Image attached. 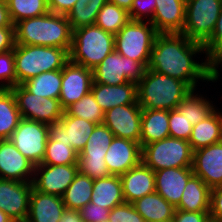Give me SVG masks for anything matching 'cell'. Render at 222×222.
I'll return each mask as SVG.
<instances>
[{"label": "cell", "instance_id": "484cf974", "mask_svg": "<svg viewBox=\"0 0 222 222\" xmlns=\"http://www.w3.org/2000/svg\"><path fill=\"white\" fill-rule=\"evenodd\" d=\"M211 189L203 180L192 175L182 193L180 203L176 210L190 212H210Z\"/></svg>", "mask_w": 222, "mask_h": 222}, {"label": "cell", "instance_id": "9c48e42d", "mask_svg": "<svg viewBox=\"0 0 222 222\" xmlns=\"http://www.w3.org/2000/svg\"><path fill=\"white\" fill-rule=\"evenodd\" d=\"M92 70L95 83L120 85L133 82L138 84L144 77L147 66L143 62L120 55L114 50Z\"/></svg>", "mask_w": 222, "mask_h": 222}, {"label": "cell", "instance_id": "7a4b0ae2", "mask_svg": "<svg viewBox=\"0 0 222 222\" xmlns=\"http://www.w3.org/2000/svg\"><path fill=\"white\" fill-rule=\"evenodd\" d=\"M15 44L58 47L70 51L73 30L66 15L48 12L14 24Z\"/></svg>", "mask_w": 222, "mask_h": 222}, {"label": "cell", "instance_id": "b9f144b4", "mask_svg": "<svg viewBox=\"0 0 222 222\" xmlns=\"http://www.w3.org/2000/svg\"><path fill=\"white\" fill-rule=\"evenodd\" d=\"M193 125L177 109L169 111V135L172 138L189 141Z\"/></svg>", "mask_w": 222, "mask_h": 222}, {"label": "cell", "instance_id": "7402d4cb", "mask_svg": "<svg viewBox=\"0 0 222 222\" xmlns=\"http://www.w3.org/2000/svg\"><path fill=\"white\" fill-rule=\"evenodd\" d=\"M123 197L133 203L143 196L155 192V172L143 162L120 175Z\"/></svg>", "mask_w": 222, "mask_h": 222}, {"label": "cell", "instance_id": "c3c4849f", "mask_svg": "<svg viewBox=\"0 0 222 222\" xmlns=\"http://www.w3.org/2000/svg\"><path fill=\"white\" fill-rule=\"evenodd\" d=\"M172 222H211L209 212L175 210Z\"/></svg>", "mask_w": 222, "mask_h": 222}, {"label": "cell", "instance_id": "52a82bcc", "mask_svg": "<svg viewBox=\"0 0 222 222\" xmlns=\"http://www.w3.org/2000/svg\"><path fill=\"white\" fill-rule=\"evenodd\" d=\"M158 34L150 21L130 20L115 34V50L120 55L143 62L147 66Z\"/></svg>", "mask_w": 222, "mask_h": 222}, {"label": "cell", "instance_id": "7c38bea8", "mask_svg": "<svg viewBox=\"0 0 222 222\" xmlns=\"http://www.w3.org/2000/svg\"><path fill=\"white\" fill-rule=\"evenodd\" d=\"M79 172L78 164L34 166L33 188L62 197Z\"/></svg>", "mask_w": 222, "mask_h": 222}, {"label": "cell", "instance_id": "ab89813d", "mask_svg": "<svg viewBox=\"0 0 222 222\" xmlns=\"http://www.w3.org/2000/svg\"><path fill=\"white\" fill-rule=\"evenodd\" d=\"M17 85L14 49L0 53V89H11Z\"/></svg>", "mask_w": 222, "mask_h": 222}, {"label": "cell", "instance_id": "44dd1931", "mask_svg": "<svg viewBox=\"0 0 222 222\" xmlns=\"http://www.w3.org/2000/svg\"><path fill=\"white\" fill-rule=\"evenodd\" d=\"M186 0H156L150 23L158 33H182L185 23Z\"/></svg>", "mask_w": 222, "mask_h": 222}, {"label": "cell", "instance_id": "2e32d148", "mask_svg": "<svg viewBox=\"0 0 222 222\" xmlns=\"http://www.w3.org/2000/svg\"><path fill=\"white\" fill-rule=\"evenodd\" d=\"M96 125L64 111L60 121L49 126V136L55 141L68 143L80 154Z\"/></svg>", "mask_w": 222, "mask_h": 222}, {"label": "cell", "instance_id": "bcb514c9", "mask_svg": "<svg viewBox=\"0 0 222 222\" xmlns=\"http://www.w3.org/2000/svg\"><path fill=\"white\" fill-rule=\"evenodd\" d=\"M79 212L83 222H105L109 220L110 209L89 202Z\"/></svg>", "mask_w": 222, "mask_h": 222}, {"label": "cell", "instance_id": "ba28073f", "mask_svg": "<svg viewBox=\"0 0 222 222\" xmlns=\"http://www.w3.org/2000/svg\"><path fill=\"white\" fill-rule=\"evenodd\" d=\"M222 0H186L185 23L181 34L204 44L215 28Z\"/></svg>", "mask_w": 222, "mask_h": 222}, {"label": "cell", "instance_id": "9a60e30c", "mask_svg": "<svg viewBox=\"0 0 222 222\" xmlns=\"http://www.w3.org/2000/svg\"><path fill=\"white\" fill-rule=\"evenodd\" d=\"M32 189V182L0 179V210L13 222H25Z\"/></svg>", "mask_w": 222, "mask_h": 222}, {"label": "cell", "instance_id": "f546056e", "mask_svg": "<svg viewBox=\"0 0 222 222\" xmlns=\"http://www.w3.org/2000/svg\"><path fill=\"white\" fill-rule=\"evenodd\" d=\"M199 92L197 89L191 90L176 108L181 114L185 115L193 126L204 120L217 107L213 103L214 100L212 101L206 95L199 94Z\"/></svg>", "mask_w": 222, "mask_h": 222}, {"label": "cell", "instance_id": "8d00e7d4", "mask_svg": "<svg viewBox=\"0 0 222 222\" xmlns=\"http://www.w3.org/2000/svg\"><path fill=\"white\" fill-rule=\"evenodd\" d=\"M129 21L130 17L126 10L107 1L98 13L95 25L115 35Z\"/></svg>", "mask_w": 222, "mask_h": 222}, {"label": "cell", "instance_id": "e0dca14e", "mask_svg": "<svg viewBox=\"0 0 222 222\" xmlns=\"http://www.w3.org/2000/svg\"><path fill=\"white\" fill-rule=\"evenodd\" d=\"M193 174L210 188L222 185V141L193 151Z\"/></svg>", "mask_w": 222, "mask_h": 222}, {"label": "cell", "instance_id": "ffe728a7", "mask_svg": "<svg viewBox=\"0 0 222 222\" xmlns=\"http://www.w3.org/2000/svg\"><path fill=\"white\" fill-rule=\"evenodd\" d=\"M192 175V167L157 170L155 171V191L176 207L180 203L182 193Z\"/></svg>", "mask_w": 222, "mask_h": 222}, {"label": "cell", "instance_id": "4fadbf2b", "mask_svg": "<svg viewBox=\"0 0 222 222\" xmlns=\"http://www.w3.org/2000/svg\"><path fill=\"white\" fill-rule=\"evenodd\" d=\"M93 70L68 61L62 69L59 101L64 110L91 91Z\"/></svg>", "mask_w": 222, "mask_h": 222}, {"label": "cell", "instance_id": "30bf717a", "mask_svg": "<svg viewBox=\"0 0 222 222\" xmlns=\"http://www.w3.org/2000/svg\"><path fill=\"white\" fill-rule=\"evenodd\" d=\"M49 138V125L21 118L9 140L34 166L42 163Z\"/></svg>", "mask_w": 222, "mask_h": 222}, {"label": "cell", "instance_id": "681fc988", "mask_svg": "<svg viewBox=\"0 0 222 222\" xmlns=\"http://www.w3.org/2000/svg\"><path fill=\"white\" fill-rule=\"evenodd\" d=\"M14 27H0V53L14 49Z\"/></svg>", "mask_w": 222, "mask_h": 222}, {"label": "cell", "instance_id": "ee69618b", "mask_svg": "<svg viewBox=\"0 0 222 222\" xmlns=\"http://www.w3.org/2000/svg\"><path fill=\"white\" fill-rule=\"evenodd\" d=\"M156 8V0H133L128 12L130 20L151 21Z\"/></svg>", "mask_w": 222, "mask_h": 222}, {"label": "cell", "instance_id": "4dcf8cb0", "mask_svg": "<svg viewBox=\"0 0 222 222\" xmlns=\"http://www.w3.org/2000/svg\"><path fill=\"white\" fill-rule=\"evenodd\" d=\"M61 82L62 69L43 72L28 79L22 85L32 94L45 98L59 99Z\"/></svg>", "mask_w": 222, "mask_h": 222}, {"label": "cell", "instance_id": "836d02e7", "mask_svg": "<svg viewBox=\"0 0 222 222\" xmlns=\"http://www.w3.org/2000/svg\"><path fill=\"white\" fill-rule=\"evenodd\" d=\"M114 138L111 130L104 124H97L78 159L104 161L108 147Z\"/></svg>", "mask_w": 222, "mask_h": 222}, {"label": "cell", "instance_id": "3957f363", "mask_svg": "<svg viewBox=\"0 0 222 222\" xmlns=\"http://www.w3.org/2000/svg\"><path fill=\"white\" fill-rule=\"evenodd\" d=\"M191 90L186 82L147 69L137 84L138 104L146 109L174 110Z\"/></svg>", "mask_w": 222, "mask_h": 222}, {"label": "cell", "instance_id": "7dc6e473", "mask_svg": "<svg viewBox=\"0 0 222 222\" xmlns=\"http://www.w3.org/2000/svg\"><path fill=\"white\" fill-rule=\"evenodd\" d=\"M209 214L212 222H222V185L211 189Z\"/></svg>", "mask_w": 222, "mask_h": 222}, {"label": "cell", "instance_id": "d6986e66", "mask_svg": "<svg viewBox=\"0 0 222 222\" xmlns=\"http://www.w3.org/2000/svg\"><path fill=\"white\" fill-rule=\"evenodd\" d=\"M34 165L9 139L0 140V179L32 182Z\"/></svg>", "mask_w": 222, "mask_h": 222}, {"label": "cell", "instance_id": "ac0fdd59", "mask_svg": "<svg viewBox=\"0 0 222 222\" xmlns=\"http://www.w3.org/2000/svg\"><path fill=\"white\" fill-rule=\"evenodd\" d=\"M111 175H122L142 162L140 143L125 138H113L104 159Z\"/></svg>", "mask_w": 222, "mask_h": 222}, {"label": "cell", "instance_id": "f1b7e54d", "mask_svg": "<svg viewBox=\"0 0 222 222\" xmlns=\"http://www.w3.org/2000/svg\"><path fill=\"white\" fill-rule=\"evenodd\" d=\"M145 222H172L176 208L156 191L132 203Z\"/></svg>", "mask_w": 222, "mask_h": 222}, {"label": "cell", "instance_id": "603a6c76", "mask_svg": "<svg viewBox=\"0 0 222 222\" xmlns=\"http://www.w3.org/2000/svg\"><path fill=\"white\" fill-rule=\"evenodd\" d=\"M91 92L104 112L119 105L138 104L137 84L105 85L93 81Z\"/></svg>", "mask_w": 222, "mask_h": 222}, {"label": "cell", "instance_id": "60d3db41", "mask_svg": "<svg viewBox=\"0 0 222 222\" xmlns=\"http://www.w3.org/2000/svg\"><path fill=\"white\" fill-rule=\"evenodd\" d=\"M203 46L205 57L215 65L222 58V7L211 37Z\"/></svg>", "mask_w": 222, "mask_h": 222}, {"label": "cell", "instance_id": "d6a6232c", "mask_svg": "<svg viewBox=\"0 0 222 222\" xmlns=\"http://www.w3.org/2000/svg\"><path fill=\"white\" fill-rule=\"evenodd\" d=\"M93 179L78 172L62 196L67 209L80 210L91 202Z\"/></svg>", "mask_w": 222, "mask_h": 222}, {"label": "cell", "instance_id": "816d5d0a", "mask_svg": "<svg viewBox=\"0 0 222 222\" xmlns=\"http://www.w3.org/2000/svg\"><path fill=\"white\" fill-rule=\"evenodd\" d=\"M0 27H14L5 0H0Z\"/></svg>", "mask_w": 222, "mask_h": 222}, {"label": "cell", "instance_id": "f5cc1de1", "mask_svg": "<svg viewBox=\"0 0 222 222\" xmlns=\"http://www.w3.org/2000/svg\"><path fill=\"white\" fill-rule=\"evenodd\" d=\"M58 222H83L79 210L65 208Z\"/></svg>", "mask_w": 222, "mask_h": 222}, {"label": "cell", "instance_id": "d4e9b609", "mask_svg": "<svg viewBox=\"0 0 222 222\" xmlns=\"http://www.w3.org/2000/svg\"><path fill=\"white\" fill-rule=\"evenodd\" d=\"M222 110L217 107L209 116L193 126L189 143L192 150L222 141Z\"/></svg>", "mask_w": 222, "mask_h": 222}, {"label": "cell", "instance_id": "5bb4252c", "mask_svg": "<svg viewBox=\"0 0 222 222\" xmlns=\"http://www.w3.org/2000/svg\"><path fill=\"white\" fill-rule=\"evenodd\" d=\"M142 108L139 104L119 105L104 113L103 124L118 138L140 143Z\"/></svg>", "mask_w": 222, "mask_h": 222}, {"label": "cell", "instance_id": "8992f818", "mask_svg": "<svg viewBox=\"0 0 222 222\" xmlns=\"http://www.w3.org/2000/svg\"><path fill=\"white\" fill-rule=\"evenodd\" d=\"M142 162L154 172L166 168L192 167L193 150L189 141L167 137L144 145Z\"/></svg>", "mask_w": 222, "mask_h": 222}, {"label": "cell", "instance_id": "e575fe53", "mask_svg": "<svg viewBox=\"0 0 222 222\" xmlns=\"http://www.w3.org/2000/svg\"><path fill=\"white\" fill-rule=\"evenodd\" d=\"M108 0H78L67 13L72 30L94 25L97 15Z\"/></svg>", "mask_w": 222, "mask_h": 222}, {"label": "cell", "instance_id": "1f68e13d", "mask_svg": "<svg viewBox=\"0 0 222 222\" xmlns=\"http://www.w3.org/2000/svg\"><path fill=\"white\" fill-rule=\"evenodd\" d=\"M21 119L11 89H0V140L9 139Z\"/></svg>", "mask_w": 222, "mask_h": 222}, {"label": "cell", "instance_id": "4316f807", "mask_svg": "<svg viewBox=\"0 0 222 222\" xmlns=\"http://www.w3.org/2000/svg\"><path fill=\"white\" fill-rule=\"evenodd\" d=\"M91 202L110 210L125 203L120 176L93 179Z\"/></svg>", "mask_w": 222, "mask_h": 222}, {"label": "cell", "instance_id": "cb8c5ba5", "mask_svg": "<svg viewBox=\"0 0 222 222\" xmlns=\"http://www.w3.org/2000/svg\"><path fill=\"white\" fill-rule=\"evenodd\" d=\"M62 197L32 189L25 222H58L65 210Z\"/></svg>", "mask_w": 222, "mask_h": 222}, {"label": "cell", "instance_id": "db71d44e", "mask_svg": "<svg viewBox=\"0 0 222 222\" xmlns=\"http://www.w3.org/2000/svg\"><path fill=\"white\" fill-rule=\"evenodd\" d=\"M108 2L116 4L118 7H121L127 12L130 11L133 4V0H108Z\"/></svg>", "mask_w": 222, "mask_h": 222}, {"label": "cell", "instance_id": "7bdbcfd3", "mask_svg": "<svg viewBox=\"0 0 222 222\" xmlns=\"http://www.w3.org/2000/svg\"><path fill=\"white\" fill-rule=\"evenodd\" d=\"M110 222H145L131 203H123L110 210Z\"/></svg>", "mask_w": 222, "mask_h": 222}, {"label": "cell", "instance_id": "74e56055", "mask_svg": "<svg viewBox=\"0 0 222 222\" xmlns=\"http://www.w3.org/2000/svg\"><path fill=\"white\" fill-rule=\"evenodd\" d=\"M41 164H78V153L70 145H68V143L55 141L49 136L46 144L45 156Z\"/></svg>", "mask_w": 222, "mask_h": 222}, {"label": "cell", "instance_id": "6da1fadb", "mask_svg": "<svg viewBox=\"0 0 222 222\" xmlns=\"http://www.w3.org/2000/svg\"><path fill=\"white\" fill-rule=\"evenodd\" d=\"M202 53L205 54L202 44L181 33H159L151 49L147 69L186 82L192 89L199 90L197 86L201 87L198 85L201 81L207 84L221 79L216 76L214 64L209 59L205 57L197 61L195 57Z\"/></svg>", "mask_w": 222, "mask_h": 222}, {"label": "cell", "instance_id": "277c9868", "mask_svg": "<svg viewBox=\"0 0 222 222\" xmlns=\"http://www.w3.org/2000/svg\"><path fill=\"white\" fill-rule=\"evenodd\" d=\"M69 61V51L42 45L14 46V62L17 85L39 74L63 69Z\"/></svg>", "mask_w": 222, "mask_h": 222}, {"label": "cell", "instance_id": "f35d334b", "mask_svg": "<svg viewBox=\"0 0 222 222\" xmlns=\"http://www.w3.org/2000/svg\"><path fill=\"white\" fill-rule=\"evenodd\" d=\"M69 115L85 119L95 124H103L104 110L96 102L90 91L79 101L73 103L65 110Z\"/></svg>", "mask_w": 222, "mask_h": 222}, {"label": "cell", "instance_id": "d590c367", "mask_svg": "<svg viewBox=\"0 0 222 222\" xmlns=\"http://www.w3.org/2000/svg\"><path fill=\"white\" fill-rule=\"evenodd\" d=\"M13 25L23 19L38 17L49 11L48 0H5Z\"/></svg>", "mask_w": 222, "mask_h": 222}, {"label": "cell", "instance_id": "83f0119b", "mask_svg": "<svg viewBox=\"0 0 222 222\" xmlns=\"http://www.w3.org/2000/svg\"><path fill=\"white\" fill-rule=\"evenodd\" d=\"M167 137H170L169 111L142 108L141 147Z\"/></svg>", "mask_w": 222, "mask_h": 222}, {"label": "cell", "instance_id": "5b68a950", "mask_svg": "<svg viewBox=\"0 0 222 222\" xmlns=\"http://www.w3.org/2000/svg\"><path fill=\"white\" fill-rule=\"evenodd\" d=\"M115 35L97 25L73 30L69 60L93 69L115 50Z\"/></svg>", "mask_w": 222, "mask_h": 222}, {"label": "cell", "instance_id": "11a10c76", "mask_svg": "<svg viewBox=\"0 0 222 222\" xmlns=\"http://www.w3.org/2000/svg\"><path fill=\"white\" fill-rule=\"evenodd\" d=\"M0 222H13V220L5 212L0 210Z\"/></svg>", "mask_w": 222, "mask_h": 222}, {"label": "cell", "instance_id": "8fae6325", "mask_svg": "<svg viewBox=\"0 0 222 222\" xmlns=\"http://www.w3.org/2000/svg\"><path fill=\"white\" fill-rule=\"evenodd\" d=\"M20 111L21 118L52 125L62 118L64 109L59 99H51L32 94L22 84L11 88Z\"/></svg>", "mask_w": 222, "mask_h": 222}, {"label": "cell", "instance_id": "9f6ffc18", "mask_svg": "<svg viewBox=\"0 0 222 222\" xmlns=\"http://www.w3.org/2000/svg\"><path fill=\"white\" fill-rule=\"evenodd\" d=\"M219 66L220 67L222 66V58L214 65V67H215V74H216V76L220 77L219 74H221V73H219V72H221L222 70H220Z\"/></svg>", "mask_w": 222, "mask_h": 222}, {"label": "cell", "instance_id": "f907efd6", "mask_svg": "<svg viewBox=\"0 0 222 222\" xmlns=\"http://www.w3.org/2000/svg\"><path fill=\"white\" fill-rule=\"evenodd\" d=\"M78 0H48V8L51 13L67 15Z\"/></svg>", "mask_w": 222, "mask_h": 222}, {"label": "cell", "instance_id": "f6af8a7d", "mask_svg": "<svg viewBox=\"0 0 222 222\" xmlns=\"http://www.w3.org/2000/svg\"><path fill=\"white\" fill-rule=\"evenodd\" d=\"M79 172L91 179L104 178L111 175L105 161L78 159Z\"/></svg>", "mask_w": 222, "mask_h": 222}]
</instances>
